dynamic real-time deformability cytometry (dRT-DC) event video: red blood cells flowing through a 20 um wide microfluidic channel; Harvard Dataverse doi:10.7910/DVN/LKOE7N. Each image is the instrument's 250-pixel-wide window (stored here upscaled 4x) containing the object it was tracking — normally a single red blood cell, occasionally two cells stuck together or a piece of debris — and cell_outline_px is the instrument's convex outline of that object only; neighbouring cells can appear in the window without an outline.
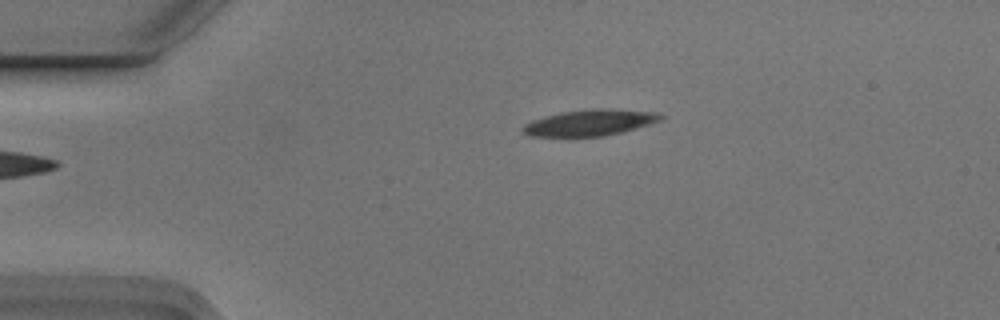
{"species": "Egyptian fruit bat (a non-hibernating species)", "species_latin": "Rousettus aegyptiacus", "temperature_condition": "cold", "stored_images_in_passage": 2, "camera_frame_rate_fps": 3000, "um_per_image_px": 0.085, "animal": {"sex": "male"}, "frame": {"image": 1, "passage_image": 2, "time_ms": 0.333, "image_size_px": [1000, 320], "cell_outline_px": [[664, 116], [660, 120], [648, 124], [620, 132], [604, 136], [532, 136], [524, 132], [520, 128], [524, 124], [532, 120], [560, 112], [592, 108], [600, 108], [652, 112]], "centroid_in_image_um": [50.07, 10.42], "position_along_channel_um": 34.9, "area_um2": 20.58}}